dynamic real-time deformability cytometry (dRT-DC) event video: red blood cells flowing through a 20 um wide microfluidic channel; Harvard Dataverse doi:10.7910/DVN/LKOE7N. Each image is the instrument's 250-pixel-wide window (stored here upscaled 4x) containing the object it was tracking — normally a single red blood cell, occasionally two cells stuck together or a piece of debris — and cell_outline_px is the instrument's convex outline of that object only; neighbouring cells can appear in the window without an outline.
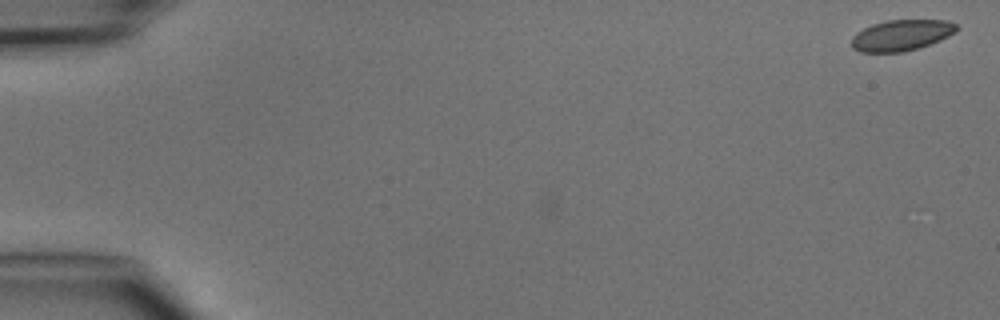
{"species": "common noctule bat (a hibernating species)", "species_latin": "Nyctalus noctula", "temperature_condition": "cold", "stored_images_in_passage": 6, "camera_frame_rate_fps": 3000, "um_per_image_px": 0.085, "animal": {"sex": "male", "body_mass_g": 15.6}, "frame": {"image": 1, "passage_image": 1, "time_ms": 0.0, "image_size_px": [1000, 320], "cell_outline_px": [[960, 28], [956, 32], [940, 40], [904, 52], [860, 52], [852, 48], [852, 36], [856, 32], [872, 24], [888, 20], [948, 20], [956, 24]], "centroid_in_image_um": [76.62, 2.99], "position_along_channel_um": 8.4, "area_um2": 18.96}}
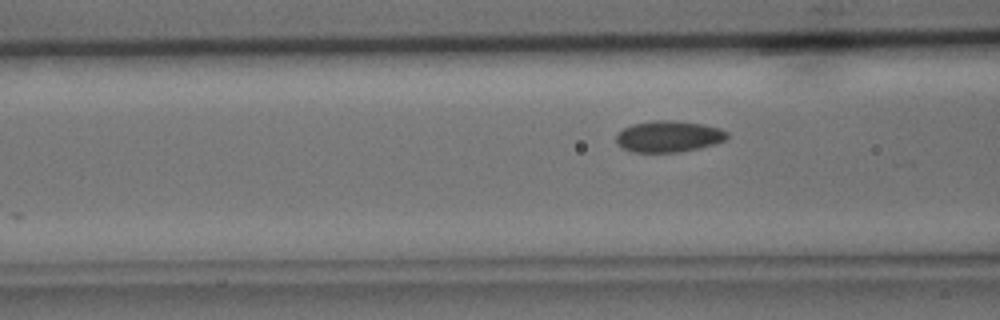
{"frame": {"image": 2, "passage_image": 6, "time_ms": 6.0, "image_size_px": [1000, 320], "cell_outline_px": [[728, 140], [716, 144], [680, 152], [632, 152], [616, 144], [616, 136], [624, 128], [632, 124], [652, 120], [672, 120], [704, 124], [720, 128], [728, 132]], "centroid_in_image_um": [56.87, 11.59], "position_along_channel_um": 109.7, "area_um2": 20.46}}